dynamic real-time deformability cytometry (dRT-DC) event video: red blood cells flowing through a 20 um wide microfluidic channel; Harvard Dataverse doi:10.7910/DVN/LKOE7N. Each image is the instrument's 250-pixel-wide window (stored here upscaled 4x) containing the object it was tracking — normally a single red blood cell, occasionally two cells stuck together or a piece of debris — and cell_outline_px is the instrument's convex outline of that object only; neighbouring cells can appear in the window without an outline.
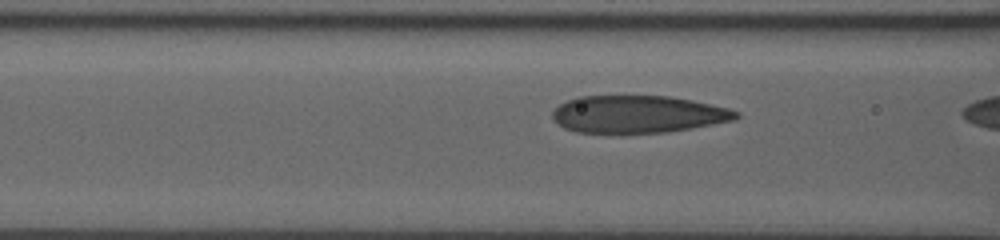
{"species": "human", "species_latin": "Homo sapiens", "temperature_condition": "room temperature", "stored_images_in_passage": 15, "camera_frame_rate_fps": 3000, "um_per_image_px": 0.085, "donor": {"sex": "male"}, "frame": {"image": 1, "passage_image": 13, "time_ms": 4.0, "image_size_px": [1000, 240], "cell_outline_px": [[740, 116], [736, 120], [664, 132], [576, 132], [564, 128], [552, 116], [552, 112], [560, 104], [576, 96], [668, 96], [692, 100], [728, 108], [740, 112]], "centroid_in_image_um": [54.24, 9.69], "position_along_channel_um": 112.4, "area_um2": 39.54}}